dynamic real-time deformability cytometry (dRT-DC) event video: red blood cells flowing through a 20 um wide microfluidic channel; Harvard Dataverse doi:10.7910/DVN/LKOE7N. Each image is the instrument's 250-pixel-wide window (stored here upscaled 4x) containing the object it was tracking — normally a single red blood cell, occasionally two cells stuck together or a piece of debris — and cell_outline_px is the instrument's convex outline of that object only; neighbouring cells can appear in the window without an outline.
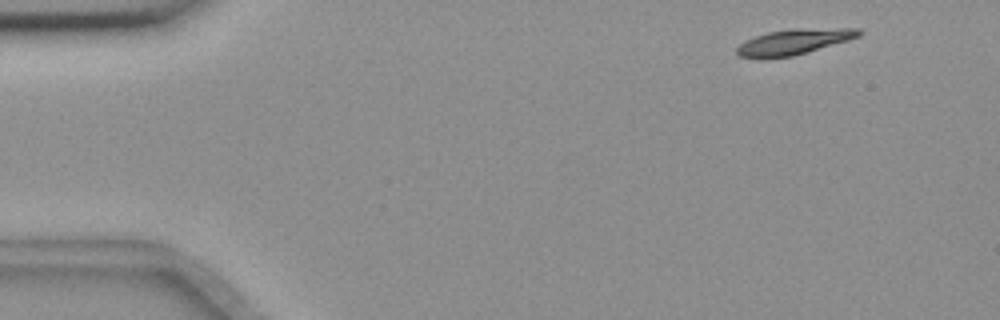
{"species": "common noctule bat (a hibernating species)", "species_latin": "Nyctalus noctula", "temperature_condition": "room temperature", "stored_images_in_passage": 4, "camera_frame_rate_fps": 3000, "um_per_image_px": 0.085, "animal": {"sex": "female", "body_mass_g": 18.4}, "frame": {"image": 1, "passage_image": 1, "time_ms": 0.0, "image_size_px": [1000, 320], "cell_outline_px": [[864, 32], [860, 36], [848, 40], [792, 56], [740, 56], [736, 52], [736, 48], [740, 44], [756, 36], [768, 32], [792, 28], [860, 28]], "centroid_in_image_um": [67.59, 3.5], "position_along_channel_um": 17.4, "area_um2": 17.57}}